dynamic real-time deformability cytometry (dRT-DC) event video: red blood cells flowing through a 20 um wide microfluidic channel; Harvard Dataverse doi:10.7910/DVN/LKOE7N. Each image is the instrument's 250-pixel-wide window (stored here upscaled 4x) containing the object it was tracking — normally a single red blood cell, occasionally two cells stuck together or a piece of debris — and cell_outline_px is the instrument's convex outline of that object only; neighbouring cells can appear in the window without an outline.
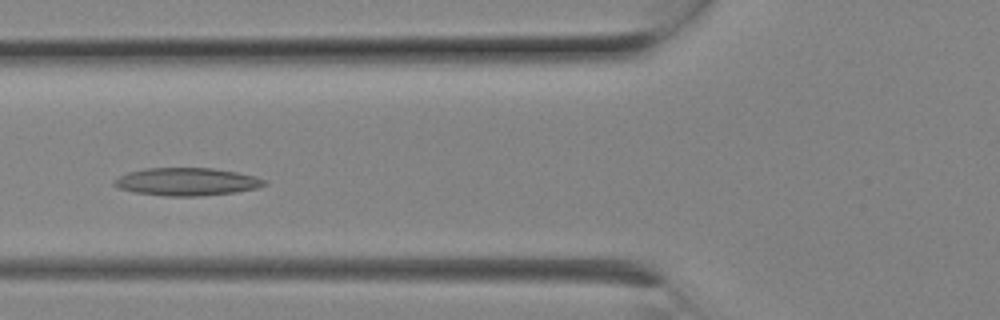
{"species": "Egyptian fruit bat (a non-hibernating species)", "species_latin": "Rousettus aegyptiacus", "temperature_condition": "room temperature", "stored_images_in_passage": 9, "camera_frame_rate_fps": 3000, "um_per_image_px": 0.085, "animal": {"sex": "female"}, "frame": {"image": 1, "passage_image": 7, "time_ms": 2.0, "image_size_px": [1000, 320], "cell_outline_px": [[268, 184], [260, 188], [236, 192], [200, 196], [164, 196], [136, 192], [120, 188], [112, 184], [112, 180], [128, 172], [144, 168], [212, 168], [236, 172], [268, 180]], "centroid_in_image_um": [15.9, 15.45], "position_along_channel_um": 109.9, "area_um2": 24.39}}
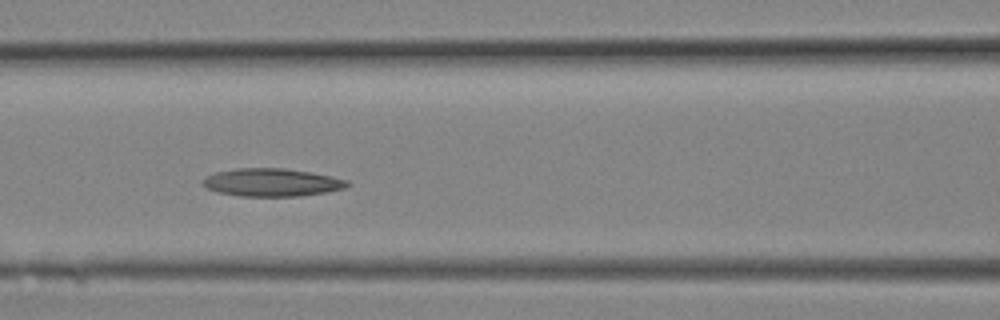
{"frame": {"image": 2, "passage_image": 8, "time_ms": 2.333, "image_size_px": [1000, 320], "cell_outline_px": [[352, 184], [344, 188], [328, 192], [300, 196], [240, 196], [216, 192], [204, 188], [204, 180], [208, 176], [216, 172], [236, 168], [284, 168], [332, 176], [348, 180]], "centroid_in_image_um": [23.13, 15.51], "position_along_channel_um": 143.5, "area_um2": 23.52}}
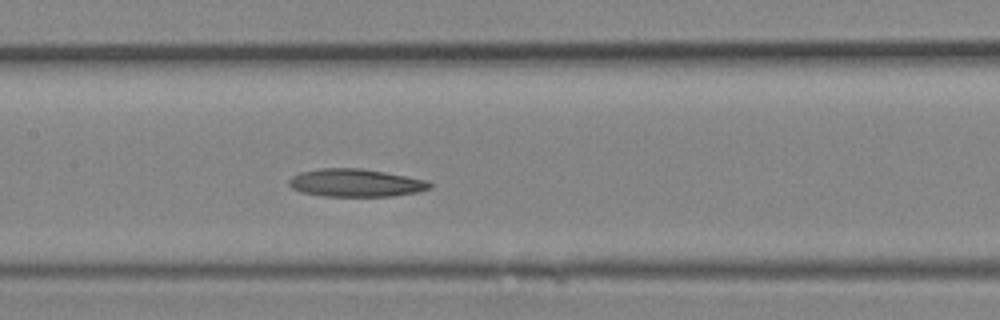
{"frame": {"image": 3, "passage_image": 9, "time_ms": 2.667, "image_size_px": [1000, 320], "cell_outline_px": [[432, 188], [416, 192], [392, 196], [320, 196], [300, 192], [292, 188], [288, 184], [288, 180], [292, 176], [300, 172], [320, 168], [360, 168], [384, 172], [428, 180], [432, 184]], "centroid_in_image_um": [30.21, 15.54], "position_along_channel_um": 177.2, "area_um2": 22.95}}